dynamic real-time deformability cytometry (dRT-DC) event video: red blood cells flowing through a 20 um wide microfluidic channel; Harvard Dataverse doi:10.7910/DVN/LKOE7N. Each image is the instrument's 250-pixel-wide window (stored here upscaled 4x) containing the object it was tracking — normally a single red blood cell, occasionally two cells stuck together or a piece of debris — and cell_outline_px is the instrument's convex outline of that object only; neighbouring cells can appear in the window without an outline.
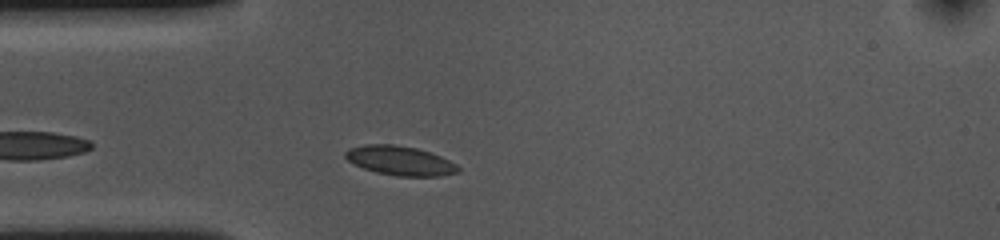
{"species": "common noctule bat (a hibernating species)", "species_latin": "Nyctalus noctula", "temperature_condition": "cold", "stored_images_in_passage": 32, "camera_frame_rate_fps": 3000, "um_per_image_px": 0.085, "animal": {"sex": "female", "body_mass_g": 10.0, "forearm_length_mm": 53.1}, "frame": {"image": 1, "passage_image": 5, "time_ms": 1.333, "image_size_px": [1000, 240], "cell_outline_px": [[460, 172], [440, 176], [396, 176], [376, 172], [364, 168], [348, 160], [344, 156], [344, 152], [348, 148], [364, 144], [396, 144], [416, 148], [440, 156], [456, 164], [460, 168]], "centroid_in_image_um": [33.99, 13.65], "position_along_channel_um": 51.0, "area_um2": 19.25}}
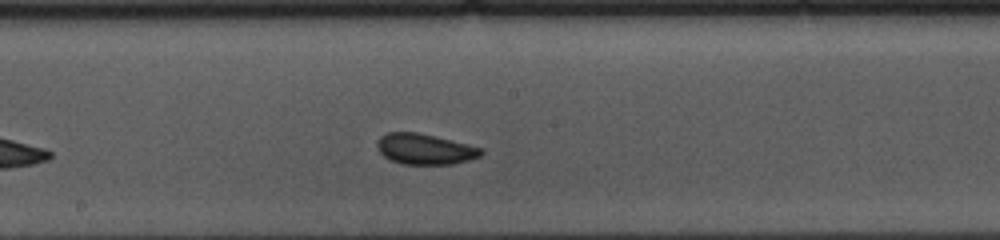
{"frame": {"image": 2, "passage_image": 19, "time_ms": 6.0, "image_size_px": [1000, 240], "cell_outline_px": [[484, 152], [480, 156], [468, 160], [452, 164], [400, 164], [384, 156], [376, 148], [376, 144], [380, 136], [388, 132], [416, 132], [480, 148]], "centroid_in_image_um": [36.05, 12.68], "position_along_channel_um": 212.2, "area_um2": 18.21}}
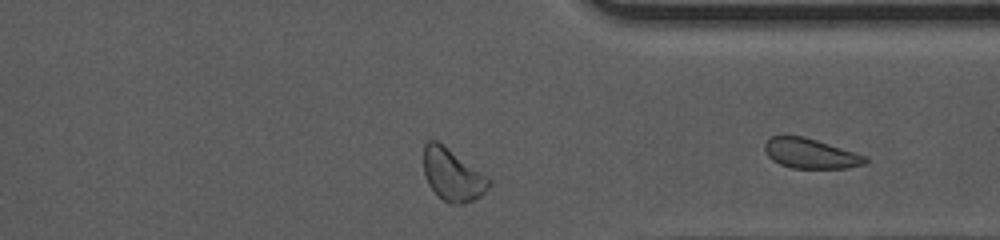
{"frame": {"image": 3, "passage_image": 30, "time_ms": 9.667, "image_size_px": [1000, 240], "cell_outline_px": [[492, 184], [480, 196], [472, 200], [460, 204], [452, 204], [444, 200], [428, 184], [424, 172], [424, 144], [428, 140], [436, 140], [488, 176], [492, 180]], "centroid_in_image_um": [38.48, 14.85], "position_along_channel_um": 372.9, "area_um2": 19.54}, "authors_computed_cell_mechanics": {"area_um2": 18.3515, "velocity_mm_per_s": 3.5621, "shape_relaxation_time_tau1_ms": 2.8349, "shape_relaxation_time_tau2_ms": 1.1456, "deformation_change_tau1": 0.0842, "deformation_change_tau2": 0.0671}}